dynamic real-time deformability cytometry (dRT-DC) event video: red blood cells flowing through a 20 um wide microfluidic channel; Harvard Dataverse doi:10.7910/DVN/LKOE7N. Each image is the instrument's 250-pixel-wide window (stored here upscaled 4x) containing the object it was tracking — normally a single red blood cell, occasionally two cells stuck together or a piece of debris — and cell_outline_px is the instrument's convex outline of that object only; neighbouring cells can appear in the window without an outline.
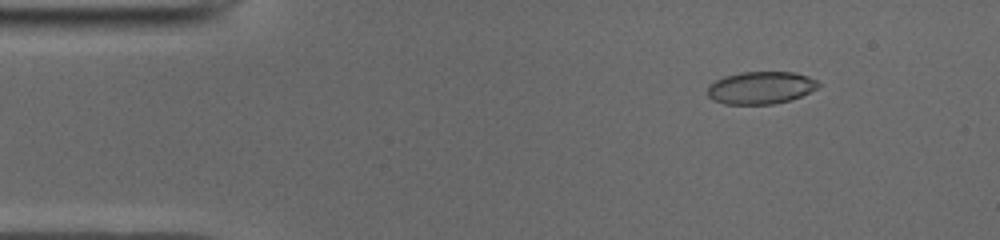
{"species": "common noctule bat (a hibernating species)", "species_latin": "Nyctalus noctula", "temperature_condition": "cold", "stored_images_in_passage": 50, "camera_frame_rate_fps": 3000, "um_per_image_px": 0.085, "animal": {"sex": "male", "body_mass_g": 19.0, "forearm_length_mm": 50.8}, "frame": {"image": 1, "passage_image": 6, "time_ms": 1.667, "image_size_px": [1000, 240], "cell_outline_px": [[820, 84], [816, 88], [792, 100], [772, 104], [724, 104], [712, 100], [708, 96], [708, 88], [716, 80], [724, 76], [740, 72], [796, 72], [808, 76], [816, 80]], "centroid_in_image_um": [64.66, 7.46], "position_along_channel_um": 20.3, "area_um2": 20.92}}
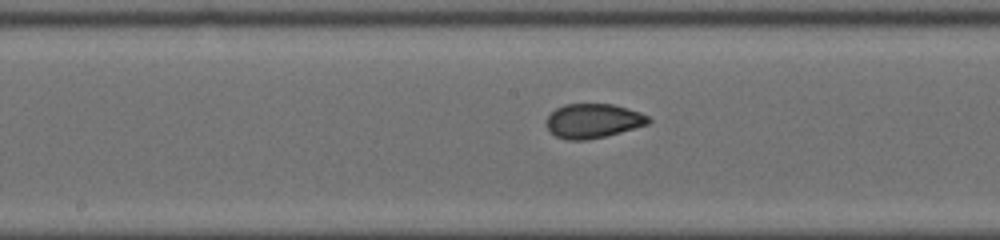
{"frame": {"image": 2, "passage_image": 25, "time_ms": 8.0, "image_size_px": [1000, 240], "cell_outline_px": [[652, 120], [648, 124], [620, 132], [588, 140], [568, 140], [556, 136], [544, 124], [544, 120], [556, 108], [564, 104], [612, 104], [628, 108], [640, 112], [648, 116]], "centroid_in_image_um": [50.39, 10.27], "position_along_channel_um": 197.8, "area_um2": 20.46}}
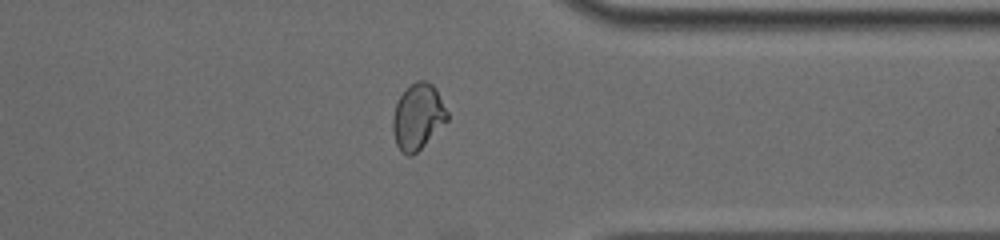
{"frame": {"image": 3, "passage_image": 39, "time_ms": 12.667, "image_size_px": [1000, 240], "cell_outline_px": [[448, 120], [412, 156], [408, 156], [400, 152], [396, 144], [392, 128], [392, 120], [396, 104], [400, 96], [416, 80], [424, 80], [432, 84], [436, 88], [448, 112]], "centroid_in_image_um": [35.51, 9.92], "position_along_channel_um": 375.9, "area_um2": 20.69}}